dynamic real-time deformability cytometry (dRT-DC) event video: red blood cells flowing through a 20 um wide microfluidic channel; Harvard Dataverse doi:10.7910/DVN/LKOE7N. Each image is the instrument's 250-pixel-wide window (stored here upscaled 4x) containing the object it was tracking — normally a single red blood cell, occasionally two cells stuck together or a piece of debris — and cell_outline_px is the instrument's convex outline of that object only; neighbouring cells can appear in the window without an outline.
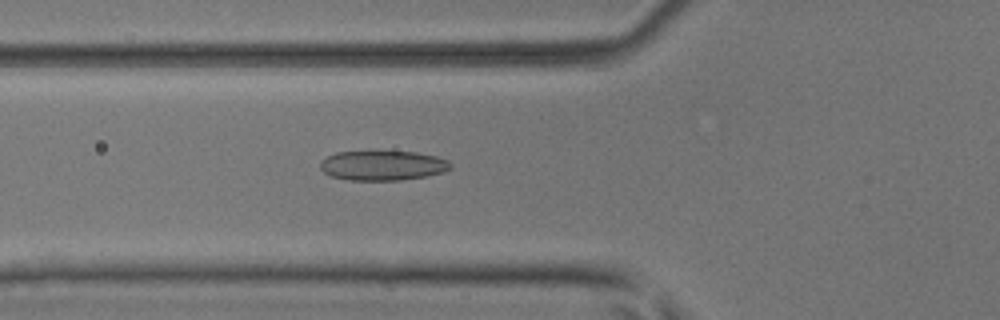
{"species": "common noctule bat (a hibernating species)", "species_latin": "Nyctalus noctula", "temperature_condition": "room temperature", "stored_images_in_passage": 40, "camera_frame_rate_fps": 3000, "um_per_image_px": 0.085, "animal": {"sex": "male", "body_mass_g": 17.9, "forearm_length_mm": 54.2}, "frame": {"image": 1, "passage_image": 8, "time_ms": 2.333, "image_size_px": [1000, 320], "cell_outline_px": [[452, 168], [444, 172], [428, 176], [400, 180], [348, 180], [332, 176], [324, 172], [320, 168], [320, 160], [336, 152], [416, 152], [436, 156], [448, 160], [452, 164]], "centroid_in_image_um": [32.56, 14.07], "position_along_channel_um": 93.2, "area_um2": 22.6}}
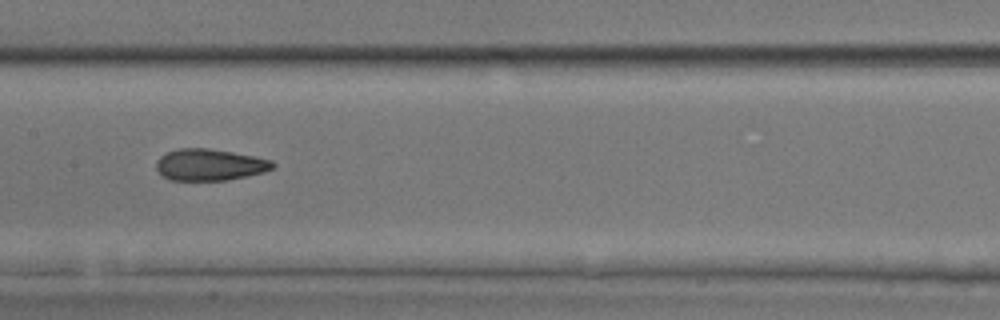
{"frame": {"image": 2, "passage_image": 15, "time_ms": 4.667, "image_size_px": [1000, 320], "cell_outline_px": [[276, 164], [272, 168], [264, 172], [248, 176], [228, 180], [168, 180], [156, 168], [156, 160], [160, 156], [168, 152], [180, 148], [208, 148], [256, 156], [272, 160]], "centroid_in_image_um": [17.84, 14.0], "position_along_channel_um": 189.6, "area_um2": 21.5}}
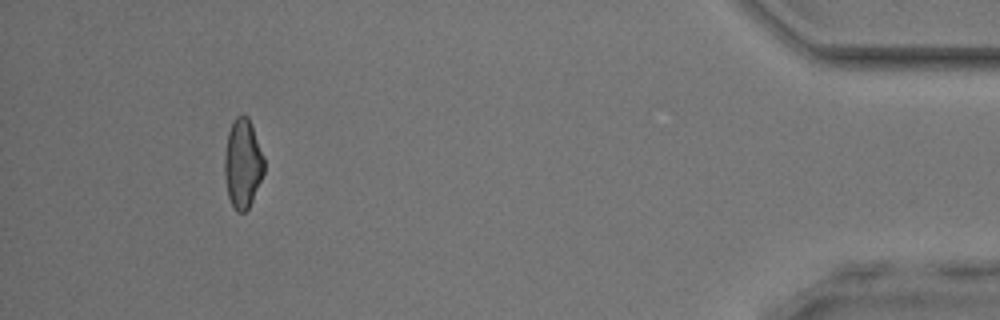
{"frame": {"image": 3, "passage_image": 36, "time_ms": 11.667, "image_size_px": [1000, 320], "cell_outline_px": [[264, 172], [252, 200], [248, 208], [244, 212], [236, 212], [232, 208], [228, 196], [224, 176], [224, 156], [228, 132], [236, 116], [248, 116], [252, 124], [264, 156]], "centroid_in_image_um": [20.62, 13.91], "position_along_channel_um": 414.6, "area_um2": 20.63}, "authors_computed_cell_mechanics": {"area_um2": 21.2993, "velocity_mm_per_s": 4.1149, "shape_relaxation_time_tau1_ms": 10.7166, "shape_relaxation_time_tau2_ms": 1.8116, "deformation_change_tau1": 0.224, "deformation_change_tau2": 0.0891}}